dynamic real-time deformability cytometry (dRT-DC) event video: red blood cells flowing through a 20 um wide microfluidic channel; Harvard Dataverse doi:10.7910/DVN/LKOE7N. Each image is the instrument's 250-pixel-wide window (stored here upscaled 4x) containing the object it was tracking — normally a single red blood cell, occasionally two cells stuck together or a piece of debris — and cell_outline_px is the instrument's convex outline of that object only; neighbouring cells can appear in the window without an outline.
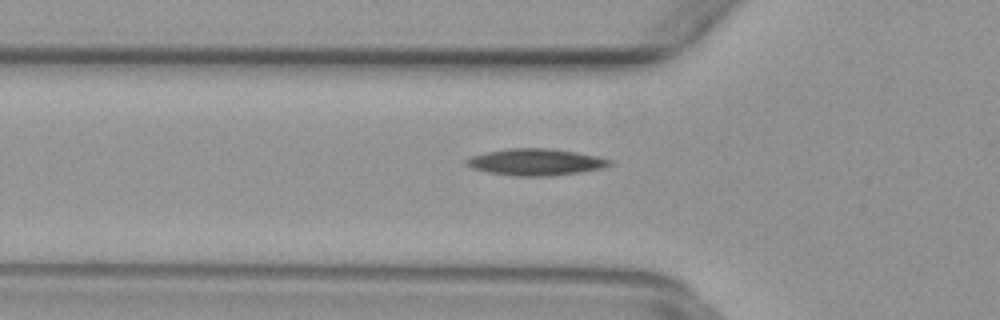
{"species": "common noctule bat (a hibernating species)", "species_latin": "Nyctalus noctula", "temperature_condition": "warm", "stored_images_in_passage": 43, "camera_frame_rate_fps": 3000, "um_per_image_px": 0.085, "animal": {"sex": "female", "body_mass_g": 29.2, "forearm_length_mm": 56.3}, "frame": {"image": 1, "passage_image": 16, "time_ms": 5.0, "image_size_px": [1000, 320], "cell_outline_px": [[612, 164], [600, 168], [580, 172], [552, 176], [512, 176], [488, 172], [472, 168], [464, 164], [464, 160], [468, 156], [508, 148], [548, 148], [576, 152], [596, 156], [612, 160]], "centroid_in_image_um": [45.47, 13.77], "position_along_channel_um": 80.3, "area_um2": 22.31}}
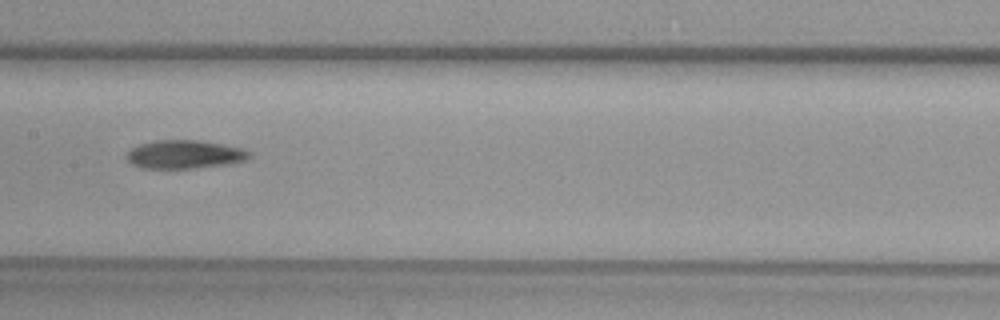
{"frame": {"image": 2, "passage_image": 24, "time_ms": 7.667, "image_size_px": [1000, 320], "cell_outline_px": [[252, 156], [248, 160], [228, 164], [192, 168], [140, 168], [132, 164], [124, 156], [132, 148], [140, 144], [156, 140], [196, 140], [244, 148], [252, 152]], "centroid_in_image_um": [15.72, 13.13], "position_along_channel_um": 191.7, "area_um2": 20.4}}
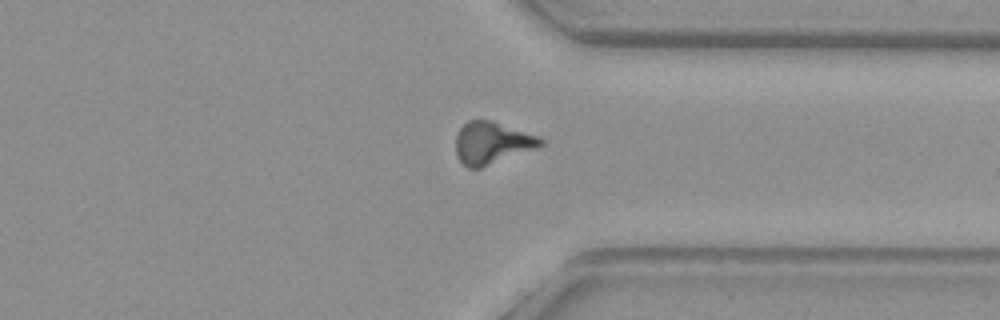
{"frame": {"image": 3, "passage_image": 37, "time_ms": 12.0, "image_size_px": [1000, 320], "cell_outline_px": [[544, 144], [536, 148], [480, 168], [468, 168], [456, 156], [456, 136], [460, 128], [468, 120], [492, 120], [540, 136], [544, 140]], "centroid_in_image_um": [41.82, 12.13], "position_along_channel_um": 369.6, "area_um2": 20.81}}